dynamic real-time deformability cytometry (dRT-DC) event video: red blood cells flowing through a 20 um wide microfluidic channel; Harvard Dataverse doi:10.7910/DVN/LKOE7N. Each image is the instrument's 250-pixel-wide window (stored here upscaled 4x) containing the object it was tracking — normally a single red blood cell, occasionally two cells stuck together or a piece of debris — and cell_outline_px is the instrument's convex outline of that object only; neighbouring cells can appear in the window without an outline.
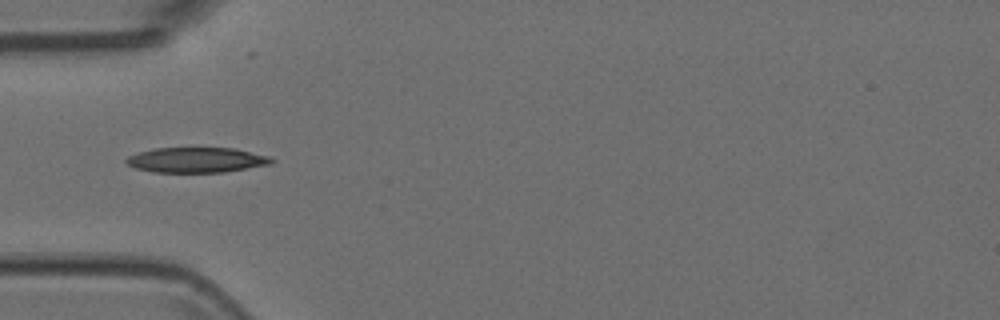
{"species": "Egyptian fruit bat (a non-hibernating species)", "species_latin": "Rousettus aegyptiacus", "temperature_condition": "room temperature", "stored_images_in_passage": 6, "camera_frame_rate_fps": 3000, "um_per_image_px": 0.085, "animal": {"sex": "female"}, "frame": {"image": 1, "passage_image": 1, "time_ms": 0.0, "image_size_px": [1000, 320], "cell_outline_px": [[276, 160], [272, 164], [224, 172], [152, 172], [136, 168], [128, 164], [124, 160], [128, 156], [140, 152], [156, 148], [236, 148], [268, 156]], "centroid_in_image_um": [16.73, 13.6], "position_along_channel_um": 68.3, "area_um2": 21.27}}
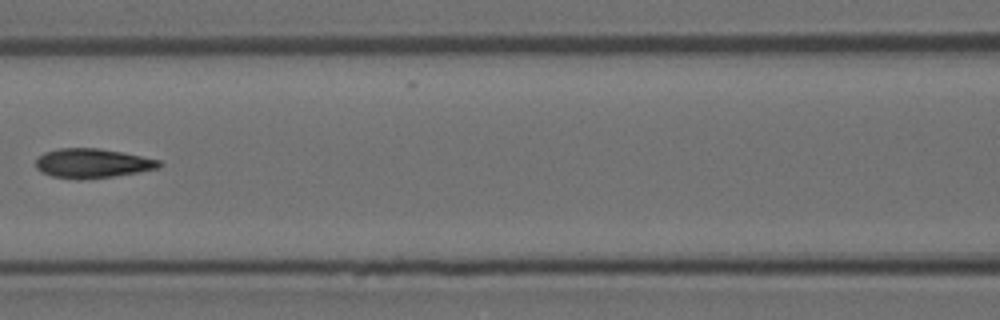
{"frame": {"image": 2, "passage_image": 3, "time_ms": 0.667, "image_size_px": [1000, 320], "cell_outline_px": [[164, 164], [160, 168], [112, 176], [52, 176], [40, 172], [36, 168], [36, 160], [44, 152], [60, 148], [100, 148], [160, 160]], "centroid_in_image_um": [7.88, 13.83], "position_along_channel_um": 158.7, "area_um2": 20.17}}
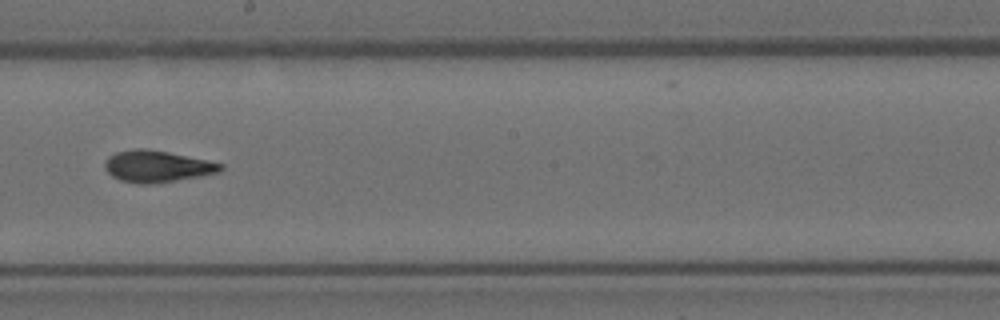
{"frame": {"image": 3, "passage_image": 5, "time_ms": 1.333, "image_size_px": [1000, 320], "cell_outline_px": [[224, 168], [220, 172], [200, 176], [152, 184], [140, 184], [120, 180], [112, 176], [104, 168], [104, 164], [108, 156], [116, 152], [136, 148], [144, 148], [168, 152], [224, 164]], "centroid_in_image_um": [13.33, 14.14], "position_along_channel_um": 234.9, "area_um2": 21.27}}